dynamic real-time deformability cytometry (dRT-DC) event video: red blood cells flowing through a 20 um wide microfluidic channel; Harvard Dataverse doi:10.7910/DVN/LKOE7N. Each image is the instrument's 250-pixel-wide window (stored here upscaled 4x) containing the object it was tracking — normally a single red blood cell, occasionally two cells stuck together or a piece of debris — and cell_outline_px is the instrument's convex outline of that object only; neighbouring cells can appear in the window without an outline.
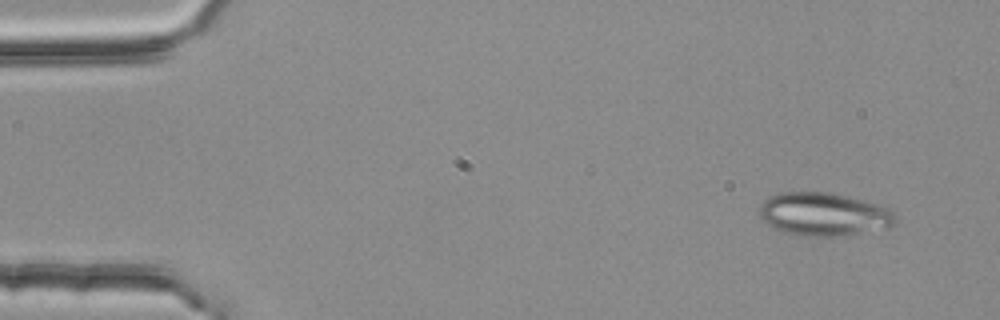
{"species": "common noctule bat (a hibernating species)", "species_latin": "Nyctalus noctula", "temperature_condition": "room temperature", "stored_images_in_passage": 4, "camera_frame_rate_fps": 3000, "um_per_image_px": 0.085, "animal": {"sex": "female", "body_mass_g": 25.1}, "frame": {"image": 1, "passage_image": 1, "time_ms": 0.0, "image_size_px": [1000, 320], "cell_outline_px": [[896, 224], [888, 228], [832, 236], [800, 236], [784, 232], [768, 224], [760, 216], [760, 204], [768, 196], [780, 192], [828, 192], [884, 204], [896, 216]], "centroid_in_image_um": [70.05, 18.19], "position_along_channel_um": 15.0, "area_um2": 34.33}}